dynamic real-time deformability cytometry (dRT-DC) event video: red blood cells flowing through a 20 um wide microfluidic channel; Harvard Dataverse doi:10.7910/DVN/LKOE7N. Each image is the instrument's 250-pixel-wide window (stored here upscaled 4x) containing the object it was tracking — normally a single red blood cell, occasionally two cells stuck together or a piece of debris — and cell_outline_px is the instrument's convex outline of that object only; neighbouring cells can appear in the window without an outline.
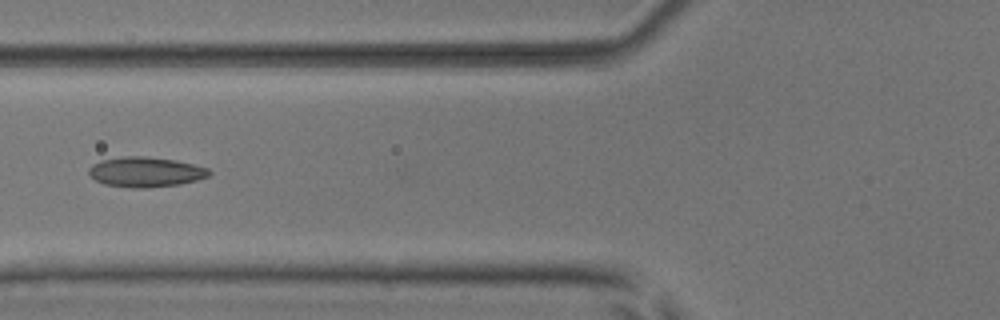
{"species": "common noctule bat (a hibernating species)", "species_latin": "Nyctalus noctula", "temperature_condition": "room temperature", "stored_images_in_passage": 5, "camera_frame_rate_fps": 3000, "um_per_image_px": 0.085, "animal": {"sex": "male", "body_mass_g": 17.9, "forearm_length_mm": 54.2}, "frame": {"image": 1, "passage_image": 5, "time_ms": 4.667, "image_size_px": [1000, 320], "cell_outline_px": [[212, 172], [208, 176], [196, 180], [180, 184], [144, 188], [132, 188], [104, 184], [96, 180], [88, 172], [88, 168], [92, 164], [100, 160], [120, 156], [144, 156], [176, 160], [208, 168]], "centroid_in_image_um": [12.35, 14.61], "position_along_channel_um": 113.4, "area_um2": 21.1}}